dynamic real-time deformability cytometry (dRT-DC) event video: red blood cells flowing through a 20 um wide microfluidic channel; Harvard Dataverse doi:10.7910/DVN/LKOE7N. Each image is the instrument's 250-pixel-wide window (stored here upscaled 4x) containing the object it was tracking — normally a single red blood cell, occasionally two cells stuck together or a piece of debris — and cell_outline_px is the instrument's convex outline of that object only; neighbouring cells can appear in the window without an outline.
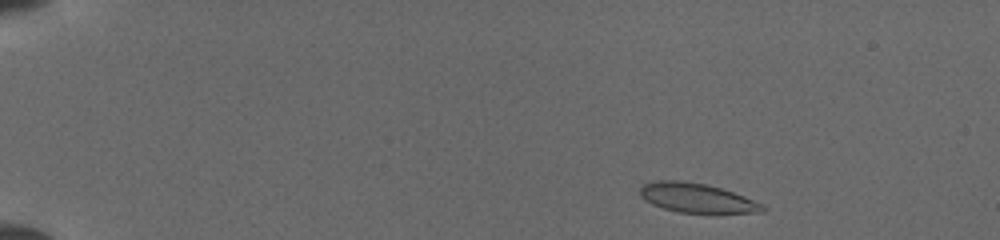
{"species": "common noctule bat (a hibernating species)", "species_latin": "Nyctalus noctula", "temperature_condition": "cold", "stored_images_in_passage": 44, "camera_frame_rate_fps": 3000, "um_per_image_px": 0.085, "animal": {"sex": "female", "body_mass_g": 19.5, "forearm_length_mm": 54.1}, "frame": {"image": 1, "passage_image": 2, "time_ms": 0.333, "image_size_px": [1000, 240], "cell_outline_px": [[768, 208], [764, 212], [716, 216], [680, 212], [664, 208], [652, 204], [644, 200], [640, 196], [640, 188], [644, 184], [656, 180], [680, 180], [704, 184], [720, 188], [744, 196], [764, 204]], "centroid_in_image_um": [59.33, 16.89], "position_along_channel_um": 25.7, "area_um2": 21.91}}
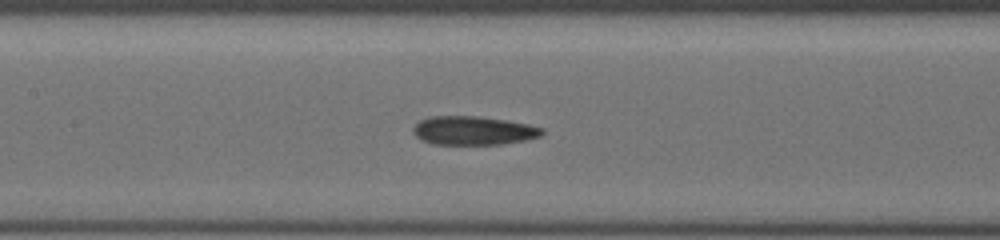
{"frame": {"image": 2, "passage_image": 20, "time_ms": 6.333, "image_size_px": [1000, 240], "cell_outline_px": [[544, 132], [540, 136], [528, 140], [504, 144], [432, 144], [420, 140], [412, 132], [412, 128], [420, 120], [428, 116], [476, 116], [504, 120], [528, 124], [544, 128]], "centroid_in_image_um": [40.22, 11.1], "position_along_channel_um": 167.2, "area_um2": 21.73}}
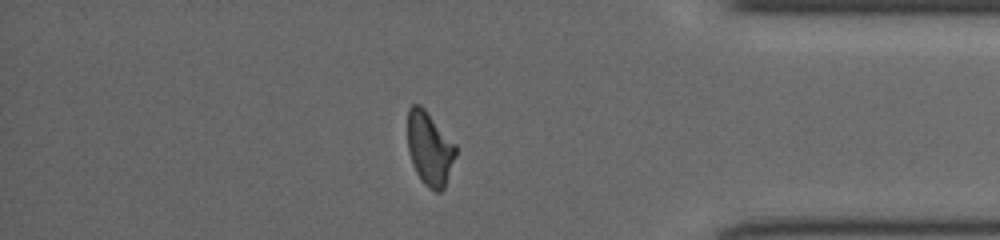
{"frame": {"image": 3, "passage_image": 38, "time_ms": 12.333, "image_size_px": [1000, 240], "cell_outline_px": [[456, 156], [444, 188], [440, 192], [436, 192], [428, 188], [420, 180], [412, 164], [408, 152], [408, 108], [412, 104], [420, 104], [424, 108], [456, 144]], "centroid_in_image_um": [36.51, 12.64], "position_along_channel_um": 398.7, "area_um2": 20.81}}